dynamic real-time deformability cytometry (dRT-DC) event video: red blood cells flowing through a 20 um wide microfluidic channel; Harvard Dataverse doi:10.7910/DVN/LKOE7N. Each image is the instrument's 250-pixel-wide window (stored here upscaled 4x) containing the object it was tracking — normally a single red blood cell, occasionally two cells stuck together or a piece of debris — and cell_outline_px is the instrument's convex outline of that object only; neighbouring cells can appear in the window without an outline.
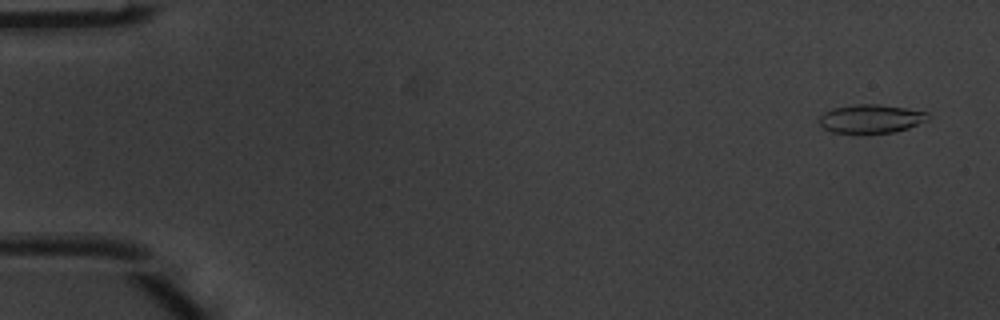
{"species": "common noctule bat (a hibernating species)", "species_latin": "Nyctalus noctula", "temperature_condition": "warm", "stored_images_in_passage": 3, "camera_frame_rate_fps": 3000, "um_per_image_px": 0.085, "animal": {"sex": "male", "body_mass_g": 20.1, "forearm_length_mm": 53.5}, "frame": {"image": 1, "passage_image": 1, "time_ms": 0.0, "image_size_px": [1000, 320], "cell_outline_px": [[928, 120], [908, 128], [896, 132], [832, 132], [824, 128], [820, 124], [820, 116], [824, 112], [832, 108], [860, 104], [876, 104], [904, 108], [928, 112]], "centroid_in_image_um": [74.04, 10.08], "position_along_channel_um": 11.0, "area_um2": 17.74}}